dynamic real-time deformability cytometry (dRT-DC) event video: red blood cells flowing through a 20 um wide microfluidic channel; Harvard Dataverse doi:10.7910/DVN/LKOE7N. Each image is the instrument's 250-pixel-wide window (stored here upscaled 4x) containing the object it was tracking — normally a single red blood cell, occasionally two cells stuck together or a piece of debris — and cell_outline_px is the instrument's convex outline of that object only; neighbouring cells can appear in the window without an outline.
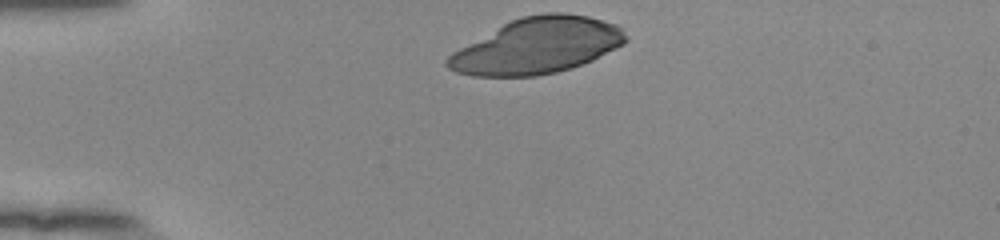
{"species": "human", "species_latin": "Homo sapiens", "temperature_condition": "room temperature", "stored_images_in_passage": 33, "camera_frame_rate_fps": 3000, "um_per_image_px": 0.085, "donor": {"sex": "female"}, "frame": {"image": 1, "passage_image": 1, "time_ms": 0.0, "image_size_px": [1000, 240], "cell_outline_px": [[628, 40], [624, 44], [592, 60], [572, 68], [556, 72], [536, 76], [472, 76], [456, 72], [448, 68], [444, 64], [444, 60], [452, 52], [504, 24], [520, 16], [544, 12], [564, 12], [588, 16], [616, 24], [628, 36]], "centroid_in_image_um": [45.66, 3.89], "position_along_channel_um": 39.3, "area_um2": 57.86}}